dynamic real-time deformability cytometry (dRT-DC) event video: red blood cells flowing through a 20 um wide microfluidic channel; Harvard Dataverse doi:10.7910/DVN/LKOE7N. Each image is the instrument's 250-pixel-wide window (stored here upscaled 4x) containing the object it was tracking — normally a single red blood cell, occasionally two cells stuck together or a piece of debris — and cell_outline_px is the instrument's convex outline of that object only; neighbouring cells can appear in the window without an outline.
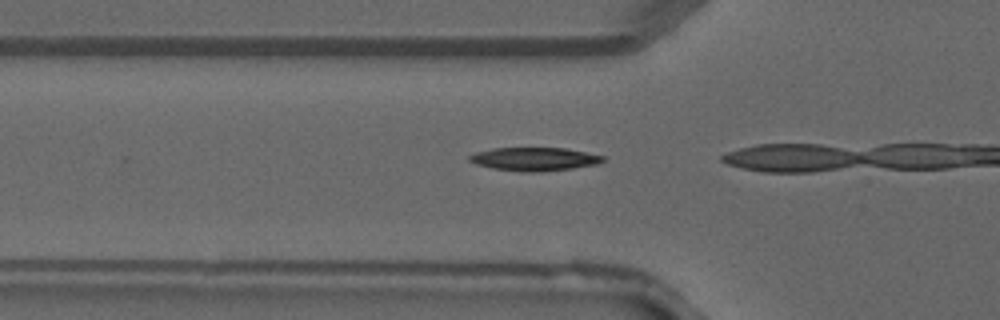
{"species": "common noctule bat (a hibernating species)", "species_latin": "Nyctalus noctula", "temperature_condition": "warm", "stored_images_in_passage": 3, "camera_frame_rate_fps": 3000, "um_per_image_px": 0.085, "animal": {"sex": "male", "forearm_length_mm": 52.5}, "frame": {"image": 1, "passage_image": 2, "time_ms": 0.333, "image_size_px": [1000, 320], "cell_outline_px": [[604, 160], [600, 164], [544, 172], [524, 172], [492, 168], [476, 164], [468, 160], [468, 156], [476, 152], [492, 148], [564, 148], [604, 156]], "centroid_in_image_um": [45.41, 13.53], "position_along_channel_um": 80.4, "area_um2": 18.21}}